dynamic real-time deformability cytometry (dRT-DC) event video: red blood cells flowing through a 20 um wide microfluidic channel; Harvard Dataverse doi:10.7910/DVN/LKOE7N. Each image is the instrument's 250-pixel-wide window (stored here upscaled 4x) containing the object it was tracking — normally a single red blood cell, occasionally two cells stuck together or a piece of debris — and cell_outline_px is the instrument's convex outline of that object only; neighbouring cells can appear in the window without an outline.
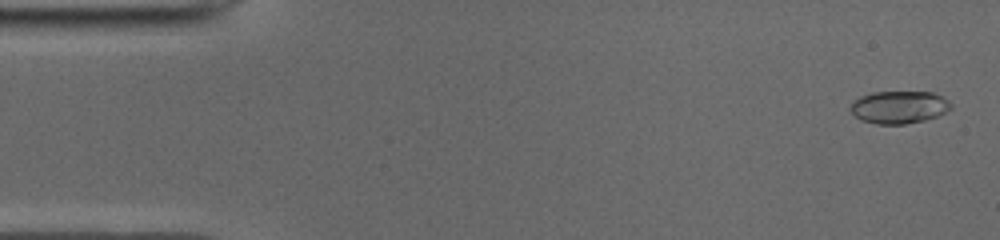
{"species": "common noctule bat (a hibernating species)", "species_latin": "Nyctalus noctula", "temperature_condition": "cold", "stored_images_in_passage": 23, "camera_frame_rate_fps": 3000, "um_per_image_px": 0.085, "animal": {"sex": "male", "body_mass_g": 19.0, "forearm_length_mm": 50.8}, "frame": {"image": 1, "passage_image": 2, "time_ms": 0.333, "image_size_px": [1000, 240], "cell_outline_px": [[952, 108], [940, 116], [924, 120], [904, 124], [876, 124], [860, 120], [848, 108], [852, 100], [860, 96], [872, 92], [932, 92], [948, 100], [952, 104]], "centroid_in_image_um": [76.4, 9.11], "position_along_channel_um": 8.6, "area_um2": 19.31}}
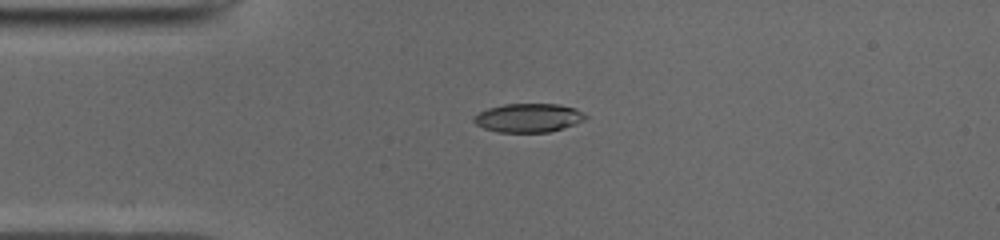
{"frame": {"image": 2, "passage_image": 12, "time_ms": 3.667, "image_size_px": [1000, 240], "cell_outline_px": [[588, 116], [584, 120], [576, 124], [564, 128], [548, 132], [496, 132], [484, 128], [476, 124], [472, 120], [472, 116], [488, 108], [504, 104], [560, 104], [576, 108]], "centroid_in_image_um": [44.92, 10.01], "position_along_channel_um": 40.1, "area_um2": 18.84}}
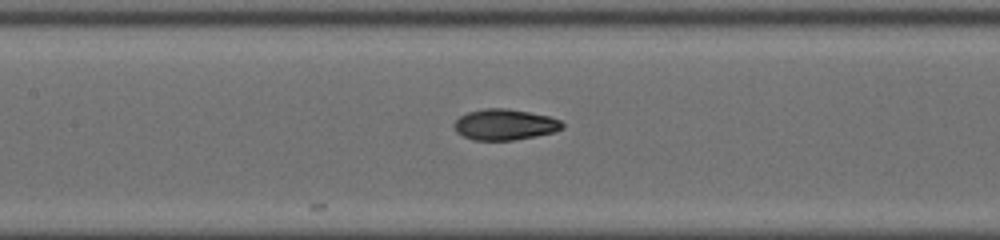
{"frame": {"image": 3, "passage_image": 23, "time_ms": 7.333, "image_size_px": [1000, 240], "cell_outline_px": [[564, 128], [552, 132], [536, 136], [512, 140], [472, 140], [456, 132], [456, 120], [460, 116], [468, 112], [484, 108], [508, 108], [548, 116], [560, 120], [564, 124]], "centroid_in_image_um": [42.92, 10.58], "position_along_channel_um": 164.5, "area_um2": 19.31}}